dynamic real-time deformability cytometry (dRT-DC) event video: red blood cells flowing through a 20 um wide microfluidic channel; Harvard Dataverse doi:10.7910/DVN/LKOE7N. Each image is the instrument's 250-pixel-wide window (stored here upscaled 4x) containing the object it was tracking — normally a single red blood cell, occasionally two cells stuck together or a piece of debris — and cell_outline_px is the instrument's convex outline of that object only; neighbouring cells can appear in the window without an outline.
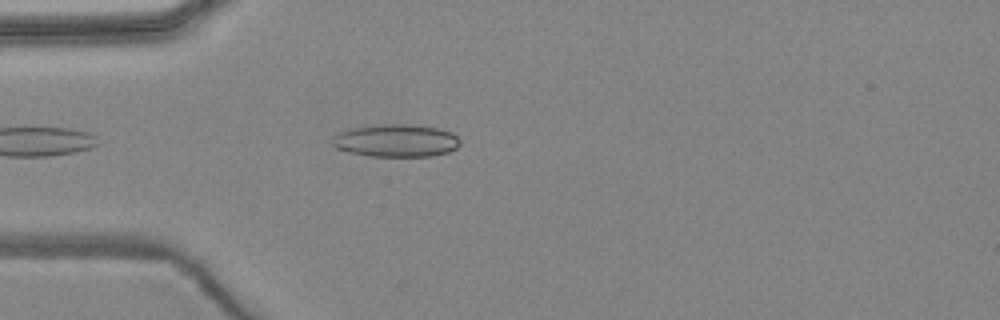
{"species": "common noctule bat (a hibernating species)", "species_latin": "Nyctalus noctula", "temperature_condition": "warm", "stored_images_in_passage": 4, "camera_frame_rate_fps": 3000, "um_per_image_px": 0.085, "animal": {"sex": "female", "body_mass_g": 24.6, "forearm_length_mm": 56.2}, "frame": {"image": 1, "passage_image": 4, "time_ms": 4.333, "image_size_px": [1000, 320], "cell_outline_px": [[460, 144], [456, 148], [448, 152], [432, 156], [368, 156], [348, 152], [336, 148], [332, 144], [332, 136], [336, 132], [352, 128], [384, 124], [408, 124], [436, 128], [452, 132], [460, 140]], "centroid_in_image_um": [33.63, 11.95], "position_along_channel_um": 51.4, "area_um2": 24.39}}